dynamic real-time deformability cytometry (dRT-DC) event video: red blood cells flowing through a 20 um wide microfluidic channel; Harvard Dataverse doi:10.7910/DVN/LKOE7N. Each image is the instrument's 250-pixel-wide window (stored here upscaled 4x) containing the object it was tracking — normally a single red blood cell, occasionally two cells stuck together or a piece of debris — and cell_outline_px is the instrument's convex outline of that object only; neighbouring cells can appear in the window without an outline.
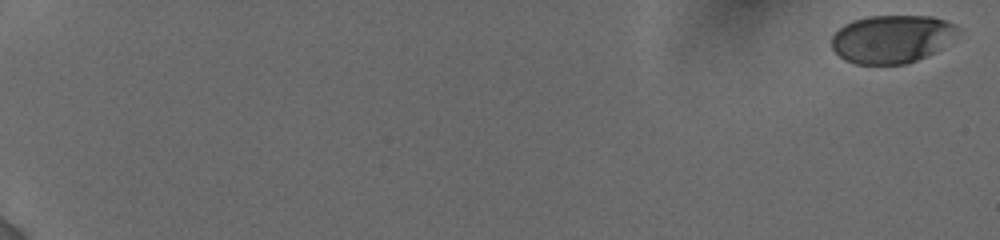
{"species": "human", "species_latin": "Homo sapiens", "temperature_condition": "cold", "stored_images_in_passage": 11, "camera_frame_rate_fps": 3000, "um_per_image_px": 0.085, "donor": {"sex": "female"}, "frame": {"image": 1, "passage_image": 1, "time_ms": 0.0, "image_size_px": [1000, 240], "cell_outline_px": [[960, 32], [936, 52], [916, 60], [904, 64], [856, 64], [844, 60], [832, 48], [832, 36], [844, 24], [852, 20], [868, 16], [932, 16], [956, 24], [960, 28]], "centroid_in_image_um": [75.82, 3.3], "position_along_channel_um": 9.2, "area_um2": 35.43}}
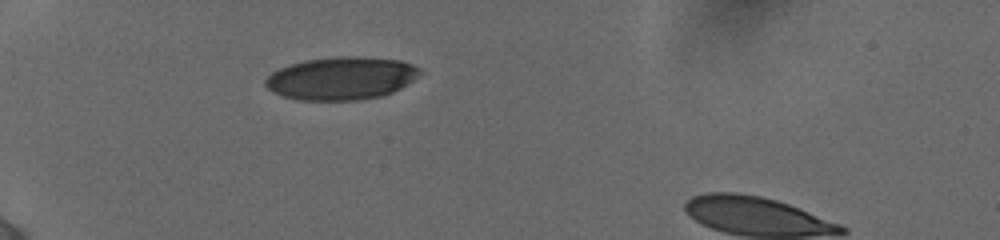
{"frame": {"image": 2, "passage_image": 9, "time_ms": 6.333, "image_size_px": [1000, 240], "cell_outline_px": [[424, 72], [400, 88], [384, 96], [360, 100], [296, 100], [272, 92], [264, 84], [264, 80], [272, 72], [280, 68], [304, 60], [336, 56], [364, 56], [400, 60], [412, 64], [420, 68]], "centroid_in_image_um": [29.03, 6.65], "position_along_channel_um": 56.0, "area_um2": 38.9}}
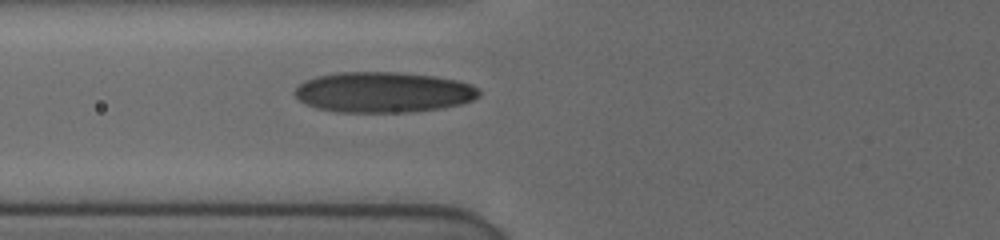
{"frame": {"image": 3, "passage_image": 11, "time_ms": 8.0, "image_size_px": [1000, 240], "cell_outline_px": [[480, 96], [472, 100], [460, 104], [440, 108], [412, 112], [340, 112], [316, 108], [304, 104], [292, 92], [304, 80], [316, 76], [340, 72], [396, 72], [432, 76], [456, 80], [472, 84], [480, 92]], "centroid_in_image_um": [32.55, 7.84], "position_along_channel_um": 93.2, "area_um2": 43.58}}